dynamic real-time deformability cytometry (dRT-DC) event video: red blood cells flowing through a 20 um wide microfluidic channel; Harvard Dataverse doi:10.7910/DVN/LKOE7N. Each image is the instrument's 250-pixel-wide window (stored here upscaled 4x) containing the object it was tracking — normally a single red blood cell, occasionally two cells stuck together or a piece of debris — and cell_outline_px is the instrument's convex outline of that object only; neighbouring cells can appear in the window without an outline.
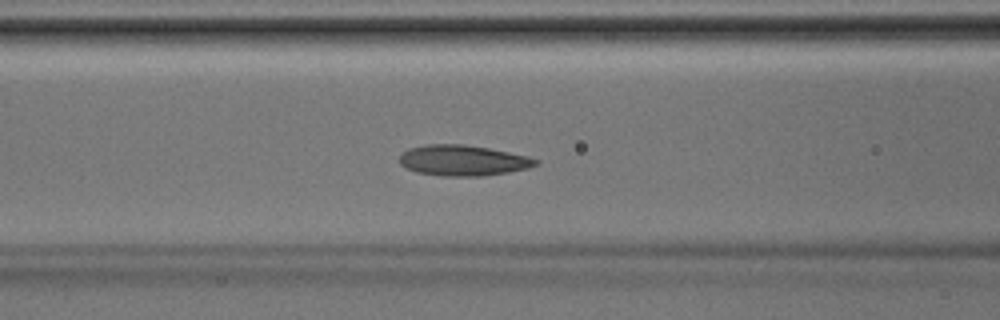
{"species": "Egyptian fruit bat (a non-hibernating species)", "species_latin": "Rousettus aegyptiacus", "temperature_condition": "room temperature", "stored_images_in_passage": 42, "camera_frame_rate_fps": 3000, "um_per_image_px": 0.085, "animal": {"sex": "male"}, "frame": {"image": 1, "passage_image": 17, "time_ms": 5.333, "image_size_px": [1000, 320], "cell_outline_px": [[540, 164], [528, 168], [508, 172], [480, 176], [444, 176], [416, 172], [404, 168], [400, 164], [400, 152], [408, 148], [428, 144], [464, 144], [488, 148], [528, 156], [540, 160]], "centroid_in_image_um": [39.33, 13.63], "position_along_channel_um": 127.3, "area_um2": 24.51}}
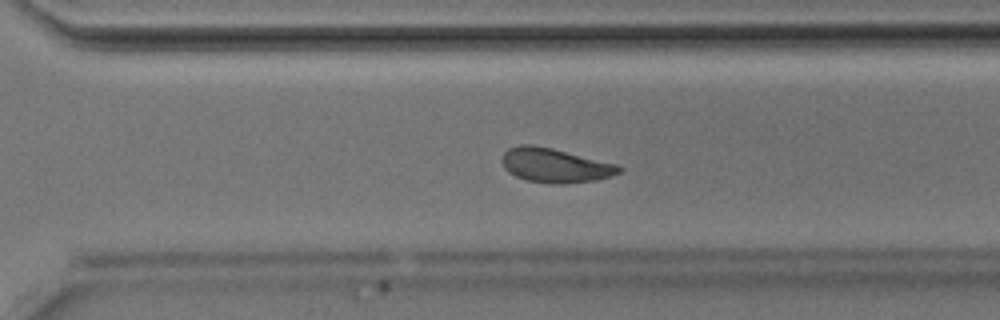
{"frame": {"image": 2, "passage_image": 29, "time_ms": 9.333, "image_size_px": [1000, 320], "cell_outline_px": [[624, 168], [620, 172], [612, 176], [596, 180], [560, 184], [548, 184], [528, 180], [516, 176], [508, 172], [504, 168], [500, 160], [504, 152], [508, 148], [520, 144], [532, 144], [552, 148], [620, 164]], "centroid_in_image_um": [47.19, 14.05], "position_along_channel_um": 323.4, "area_um2": 23.76}}
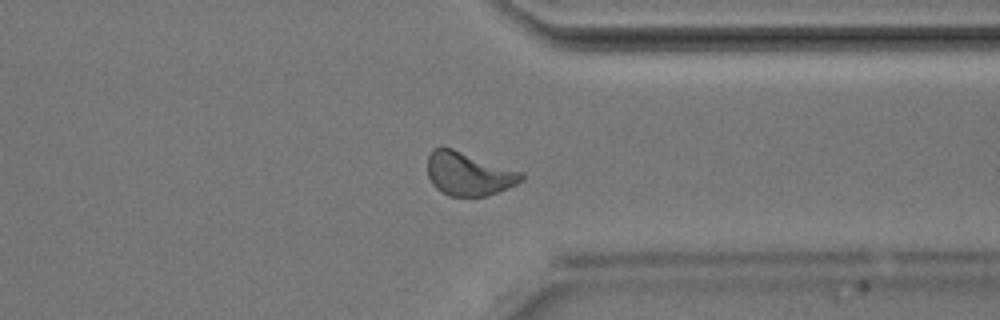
{"frame": {"image": 3, "passage_image": 32, "time_ms": 10.333, "image_size_px": [1000, 320], "cell_outline_px": [[524, 180], [508, 188], [488, 196], [448, 196], [440, 192], [432, 184], [428, 176], [428, 156], [432, 148], [452, 148], [524, 172]], "centroid_in_image_um": [39.85, 14.78], "position_along_channel_um": 371.6, "area_um2": 23.93}}